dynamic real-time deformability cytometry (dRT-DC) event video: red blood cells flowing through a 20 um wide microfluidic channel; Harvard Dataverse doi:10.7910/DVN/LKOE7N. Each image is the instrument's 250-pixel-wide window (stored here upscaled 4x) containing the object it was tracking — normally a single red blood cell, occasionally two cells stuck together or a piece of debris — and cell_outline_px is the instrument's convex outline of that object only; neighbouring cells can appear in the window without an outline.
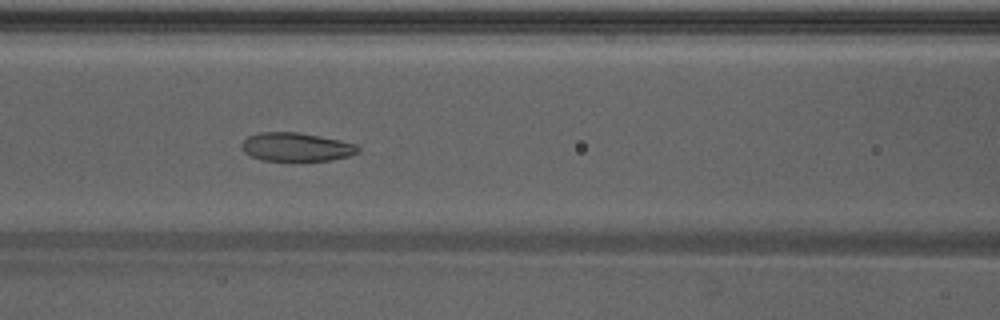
{"species": "Egyptian fruit bat (a non-hibernating species)", "species_latin": "Rousettus aegyptiacus", "temperature_condition": "warm", "stored_images_in_passage": 33, "camera_frame_rate_fps": 3000, "um_per_image_px": 0.085, "animal": {"sex": "male"}, "frame": {"image": 1, "passage_image": 6, "time_ms": 1.667, "image_size_px": [1000, 320], "cell_outline_px": [[360, 152], [348, 156], [332, 160], [292, 164], [264, 160], [252, 156], [244, 152], [240, 148], [240, 144], [248, 136], [260, 132], [296, 132], [320, 136], [340, 140], [356, 144], [360, 148]], "centroid_in_image_um": [25.18, 12.54], "position_along_channel_um": 141.4, "area_um2": 20.29}}
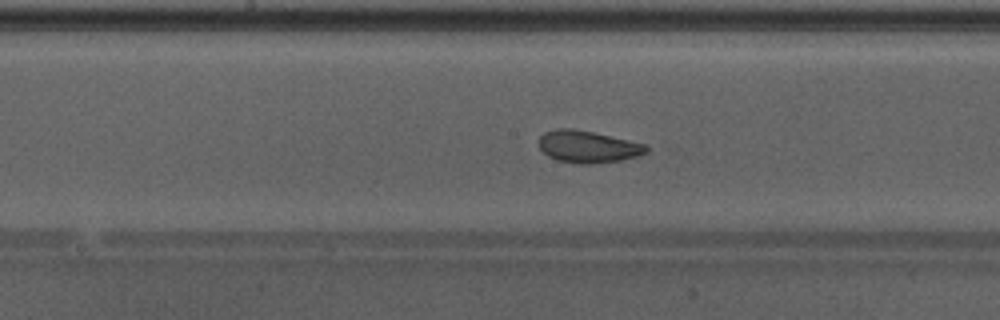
{"frame": {"image": 2, "passage_image": 10, "time_ms": 3.0, "image_size_px": [1000, 320], "cell_outline_px": [[648, 152], [636, 156], [620, 160], [588, 164], [580, 164], [556, 160], [548, 156], [540, 148], [540, 136], [544, 132], [556, 128], [572, 128], [592, 132], [648, 144]], "centroid_in_image_um": [49.97, 12.46], "position_along_channel_um": 198.2, "area_um2": 20.0}, "authors_computed_cell_mechanics": {"area_um2": 20.7502, "velocity_mm_per_s": 4.2725, "shape_relaxation_time_tau1_ms": 3.6741, "shape_relaxation_time_tau2_ms": 2.1177, "deformation_change_tau1": 0.1081, "deformation_change_tau2": 0.0907}}